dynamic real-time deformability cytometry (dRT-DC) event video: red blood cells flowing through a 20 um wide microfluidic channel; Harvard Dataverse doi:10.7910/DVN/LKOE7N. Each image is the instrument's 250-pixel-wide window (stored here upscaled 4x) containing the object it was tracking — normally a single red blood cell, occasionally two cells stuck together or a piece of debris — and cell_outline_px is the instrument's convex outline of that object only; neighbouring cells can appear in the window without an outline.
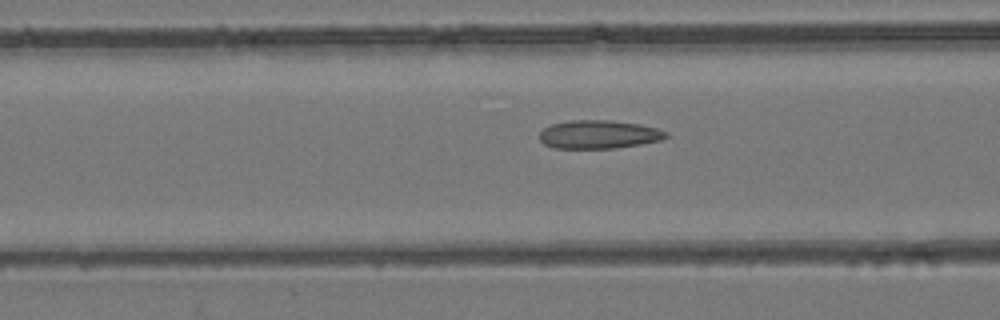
{"species": "common noctule bat (a hibernating species)", "species_latin": "Nyctalus noctula", "temperature_condition": "room temperature", "stored_images_in_passage": 53, "camera_frame_rate_fps": 3000, "um_per_image_px": 0.085, "animal": {"sex": "female", "body_mass_g": 24.6, "forearm_length_mm": 56.2}, "frame": {"image": 1, "passage_image": 21, "time_ms": 6.667, "image_size_px": [1000, 320], "cell_outline_px": [[672, 136], [664, 140], [616, 148], [552, 148], [544, 144], [540, 140], [540, 132], [544, 128], [552, 124], [568, 120], [612, 120], [640, 124], [656, 128], [668, 132]], "centroid_in_image_um": [50.95, 11.42], "position_along_channel_um": 115.7, "area_um2": 21.21}}
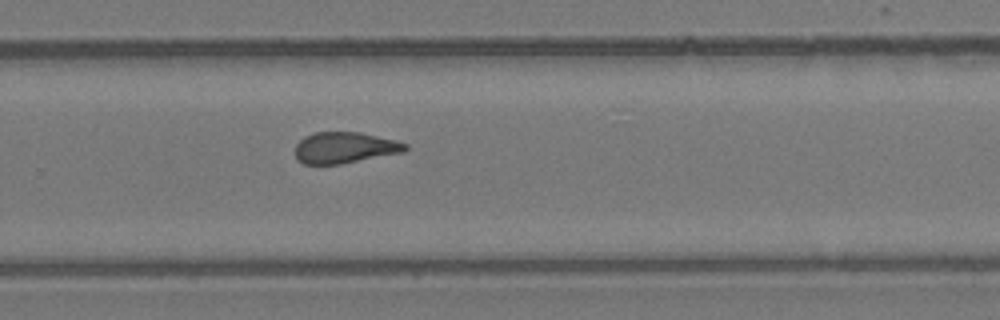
{"frame": {"image": 2, "passage_image": 35, "time_ms": 11.333, "image_size_px": [1000, 320], "cell_outline_px": [[408, 148], [404, 152], [340, 164], [304, 164], [296, 160], [296, 144], [304, 136], [316, 132], [360, 132], [396, 140], [408, 144]], "centroid_in_image_um": [29.3, 12.55], "position_along_channel_um": 300.5, "area_um2": 20.06}}
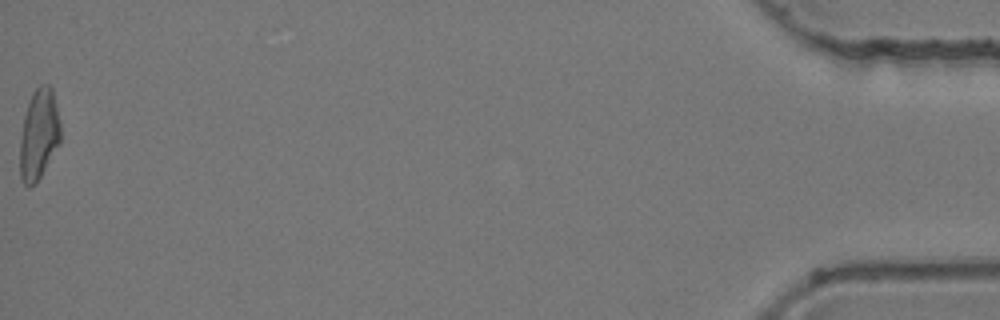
{"frame": {"image": 3, "passage_image": 53, "time_ms": 17.333, "image_size_px": [1000, 320], "cell_outline_px": [[60, 144], [36, 184], [28, 188], [24, 184], [20, 176], [20, 140], [24, 116], [32, 92], [40, 84], [48, 84], [52, 88], [60, 120]], "centroid_in_image_um": [3.31, 11.44], "position_along_channel_um": 431.9, "area_um2": 21.62}, "authors_computed_cell_mechanics": {"area_um2": 20.9814, "velocity_mm_per_s": 3.967, "shape_relaxation_time_tau1_ms": null, "shape_relaxation_time_tau2_ms": 1.8397, "deformation_change_tau1": null, "deformation_change_tau2": 0.1096}}